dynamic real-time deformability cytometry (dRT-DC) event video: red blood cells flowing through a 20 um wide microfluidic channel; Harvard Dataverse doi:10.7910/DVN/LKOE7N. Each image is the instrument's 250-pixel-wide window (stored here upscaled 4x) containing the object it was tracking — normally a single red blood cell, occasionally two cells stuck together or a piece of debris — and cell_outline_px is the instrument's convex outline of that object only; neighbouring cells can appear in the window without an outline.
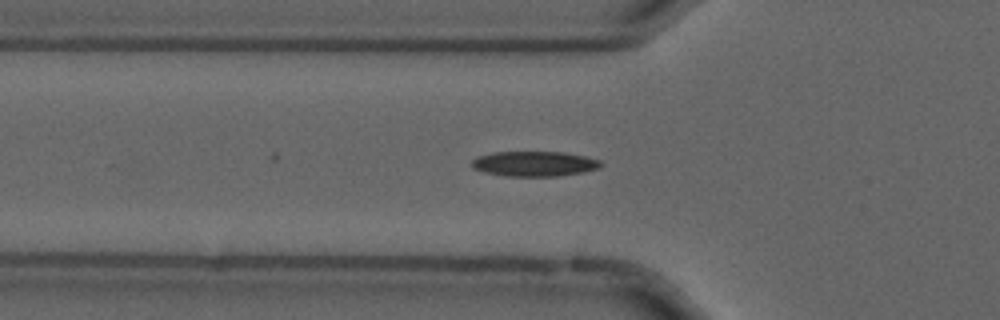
{"species": "common noctule bat (a hibernating species)", "species_latin": "Nyctalus noctula", "temperature_condition": "cold", "stored_images_in_passage": 19, "camera_frame_rate_fps": 3000, "um_per_image_px": 0.085, "animal": {"sex": "male", "forearm_length_mm": 52.5}, "frame": {"image": 1, "passage_image": 13, "time_ms": 4.0, "image_size_px": [1000, 320], "cell_outline_px": [[604, 164], [600, 168], [584, 172], [556, 176], [504, 176], [484, 172], [472, 168], [472, 160], [476, 156], [492, 152], [564, 152], [584, 156], [600, 160]], "centroid_in_image_um": [45.42, 13.92], "position_along_channel_um": 80.4, "area_um2": 19.02}}
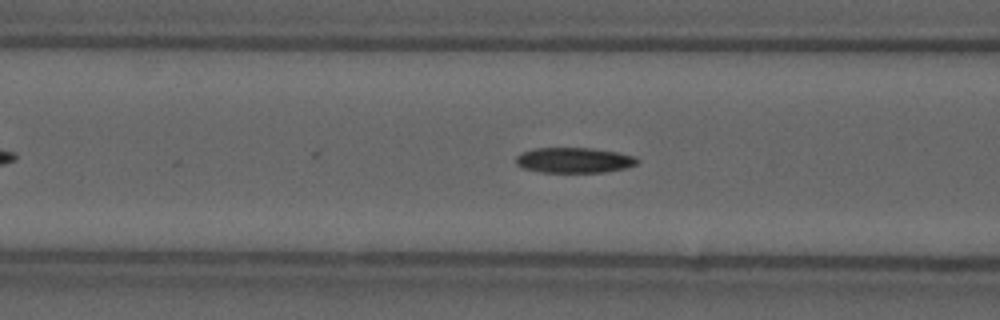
{"frame": {"image": 2, "passage_image": 16, "time_ms": 5.0, "image_size_px": [1000, 320], "cell_outline_px": [[640, 160], [636, 164], [624, 168], [604, 172], [540, 172], [520, 168], [516, 164], [516, 156], [520, 152], [536, 148], [592, 148], [616, 152], [636, 156]], "centroid_in_image_um": [48.76, 13.61], "position_along_channel_um": 117.8, "area_um2": 18.03}}